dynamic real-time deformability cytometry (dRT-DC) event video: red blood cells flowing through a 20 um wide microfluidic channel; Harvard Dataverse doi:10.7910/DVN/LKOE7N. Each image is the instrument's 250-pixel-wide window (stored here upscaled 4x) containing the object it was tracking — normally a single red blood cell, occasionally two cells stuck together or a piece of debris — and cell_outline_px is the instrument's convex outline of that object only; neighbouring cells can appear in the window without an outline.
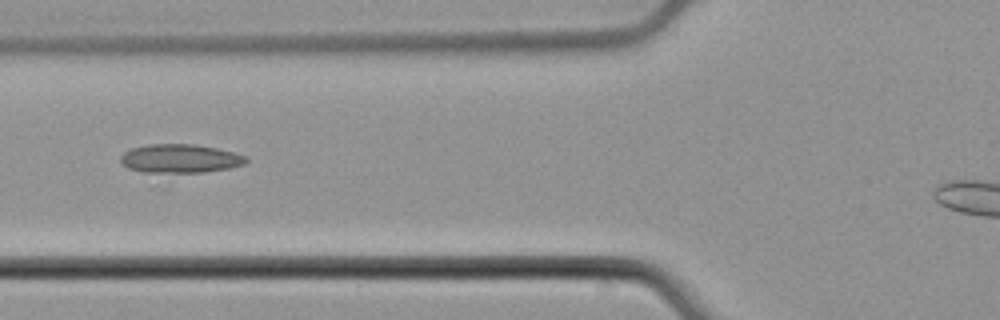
{"species": "common noctule bat (a hibernating species)", "species_latin": "Nyctalus noctula", "temperature_condition": "cold", "stored_images_in_passage": 53, "camera_frame_rate_fps": 3000, "um_per_image_px": 0.085, "animal": {"sex": "male", "body_mass_g": 21.5, "forearm_length_mm": 52.0}, "frame": {"image": 1, "passage_image": 25, "time_ms": 8.0, "image_size_px": [1000, 320], "cell_outline_px": [[248, 160], [244, 164], [164, 188], [128, 168], [120, 160], [120, 156], [124, 152], [132, 148], [148, 144], [192, 144], [216, 148], [248, 156]], "centroid_in_image_um": [15.2, 13.78], "position_along_channel_um": 110.6, "area_um2": 25.95}}
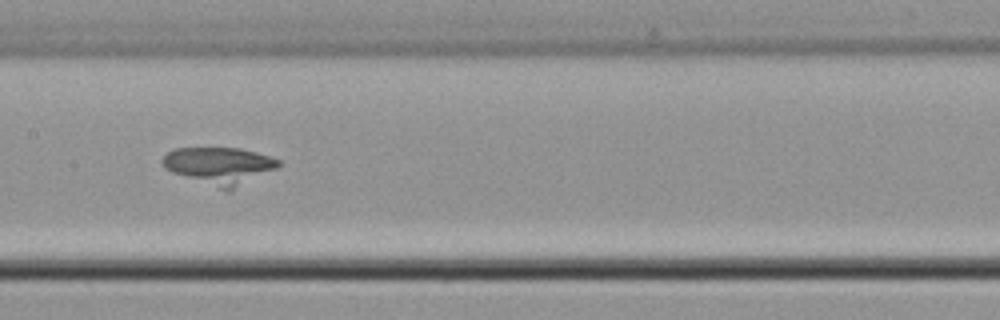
{"frame": {"image": 2, "passage_image": 31, "time_ms": 10.0, "image_size_px": [1000, 320], "cell_outline_px": [[280, 164], [276, 168], [228, 192], [172, 172], [164, 168], [160, 160], [168, 152], [176, 148], [240, 148], [256, 152], [280, 160]], "centroid_in_image_um": [18.62, 14.08], "position_along_channel_um": 188.8, "area_um2": 24.91}}
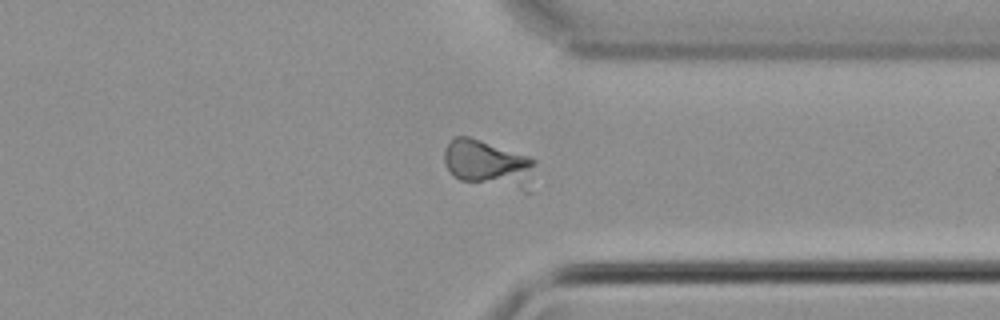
{"frame": {"image": 3, "passage_image": 45, "time_ms": 14.667, "image_size_px": [1000, 320], "cell_outline_px": [[536, 164], [516, 176], [480, 180], [460, 180], [452, 176], [444, 164], [444, 148], [456, 136], [468, 136], [528, 156], [536, 160]], "centroid_in_image_um": [41.06, 13.61], "position_along_channel_um": 370.3, "area_um2": 20.46}}